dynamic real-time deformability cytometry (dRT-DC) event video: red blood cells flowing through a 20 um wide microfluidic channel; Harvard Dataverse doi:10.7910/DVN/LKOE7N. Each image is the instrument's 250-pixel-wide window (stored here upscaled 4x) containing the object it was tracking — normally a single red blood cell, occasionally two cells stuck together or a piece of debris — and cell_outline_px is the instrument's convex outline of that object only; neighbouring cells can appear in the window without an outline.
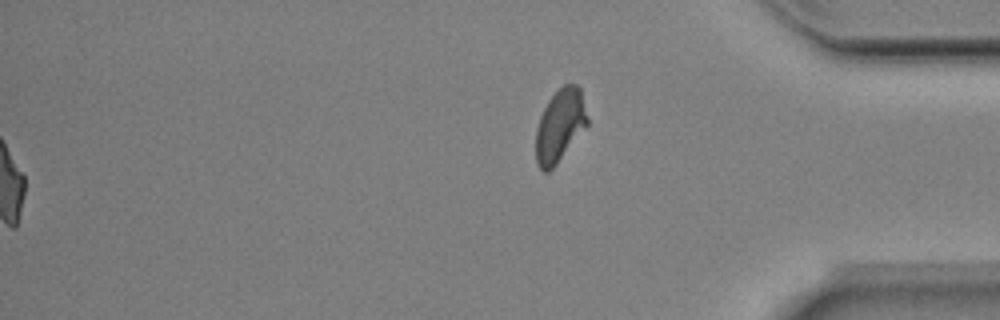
{"species": "Egyptian fruit bat (a non-hibernating species)", "species_latin": "Rousettus aegyptiacus", "temperature_condition": "room temperature", "stored_images_in_passage": 52, "segment_of_instrument_passage": [2, 2], "camera_frame_rate_fps": 3000, "um_per_image_px": 0.085, "animal": {"sex": "male"}, "frame": {"image": 1, "passage_image": 52, "time_ms": 17.0, "image_size_px": [1000, 320], "cell_outline_px": [[588, 124], [556, 164], [548, 172], [544, 172], [536, 164], [536, 128], [540, 116], [548, 100], [564, 84], [576, 84], [580, 88], [588, 116]], "centroid_in_image_um": [47.59, 10.67], "position_along_channel_um": 387.6, "area_um2": 21.62}}